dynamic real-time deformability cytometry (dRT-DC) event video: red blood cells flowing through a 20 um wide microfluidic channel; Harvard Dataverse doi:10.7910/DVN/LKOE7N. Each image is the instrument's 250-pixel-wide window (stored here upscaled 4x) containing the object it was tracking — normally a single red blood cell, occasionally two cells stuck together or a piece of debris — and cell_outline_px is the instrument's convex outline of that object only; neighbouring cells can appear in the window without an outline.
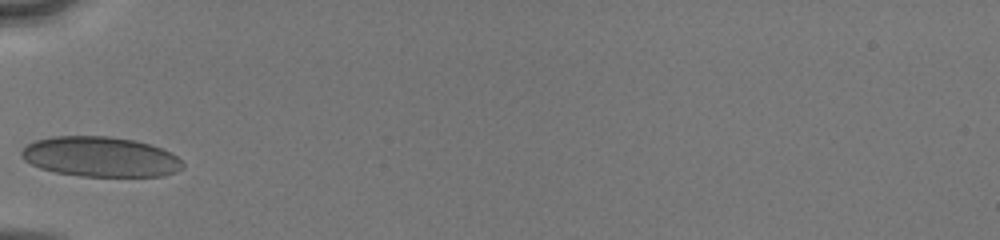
{"species": "human", "species_latin": "Homo sapiens", "temperature_condition": "cold", "stored_images_in_passage": 25, "camera_frame_rate_fps": 3000, "um_per_image_px": 0.085, "donor": {"sex": "male"}, "frame": {"image": 1, "passage_image": 1, "time_ms": 0.0, "image_size_px": [1000, 240], "cell_outline_px": [[184, 168], [176, 172], [160, 176], [80, 176], [56, 172], [40, 168], [24, 160], [20, 156], [20, 152], [28, 144], [36, 140], [52, 136], [108, 136], [136, 140], [152, 144], [172, 152], [184, 164]], "centroid_in_image_um": [8.56, 13.32], "position_along_channel_um": 76.4, "area_um2": 37.86}}
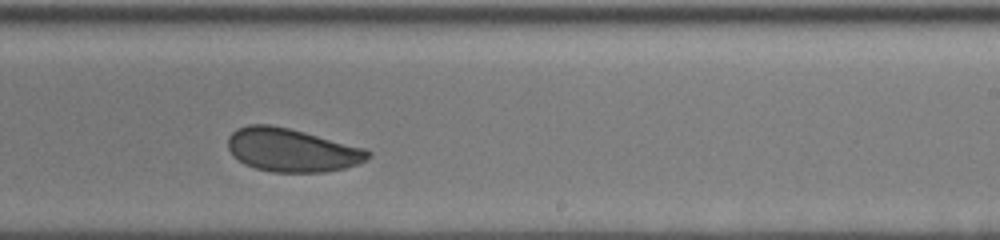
{"frame": {"image": 2, "passage_image": 15, "time_ms": 4.667, "image_size_px": [1000, 240], "cell_outline_px": [[372, 156], [360, 164], [344, 168], [324, 172], [272, 172], [256, 168], [244, 164], [232, 156], [228, 148], [228, 136], [236, 128], [248, 124], [268, 124], [288, 128], [304, 132], [364, 148], [372, 152]], "centroid_in_image_um": [24.78, 12.76], "position_along_channel_um": 264.2, "area_um2": 35.49}}
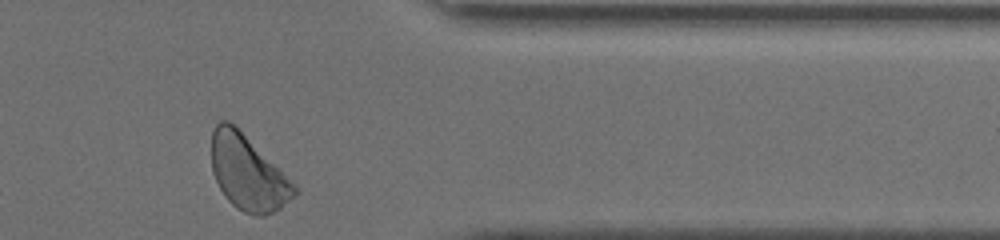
{"frame": {"image": 3, "passage_image": 25, "time_ms": 8.0, "image_size_px": [1000, 240], "cell_outline_px": [[296, 192], [280, 208], [264, 216], [252, 216], [236, 208], [228, 200], [220, 188], [212, 172], [212, 132], [216, 124], [220, 120], [228, 120], [296, 184]], "centroid_in_image_um": [21.04, 14.71], "position_along_channel_um": 390.4, "area_um2": 35.43}, "authors_computed_cell_mechanics": {"area_um2": 35.4314, "velocity_mm_per_s": 4.0487, "shape_relaxation_time_tau1_ms": 6.5237, "shape_relaxation_time_tau2_ms": 0.5926, "deformation_change_tau1": 0.0971, "deformation_change_tau2": 0.0332}}